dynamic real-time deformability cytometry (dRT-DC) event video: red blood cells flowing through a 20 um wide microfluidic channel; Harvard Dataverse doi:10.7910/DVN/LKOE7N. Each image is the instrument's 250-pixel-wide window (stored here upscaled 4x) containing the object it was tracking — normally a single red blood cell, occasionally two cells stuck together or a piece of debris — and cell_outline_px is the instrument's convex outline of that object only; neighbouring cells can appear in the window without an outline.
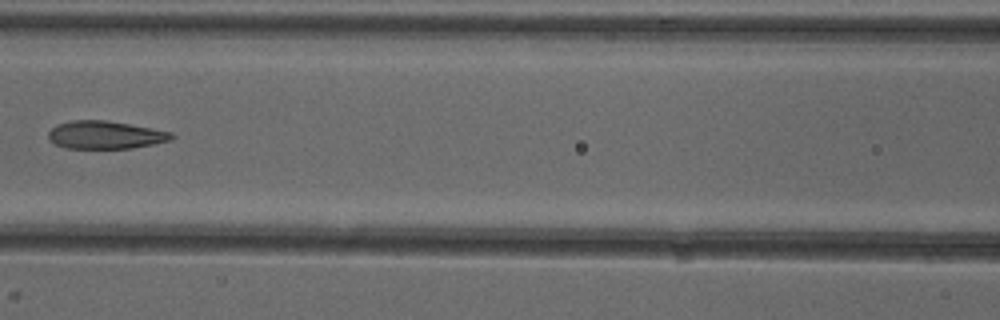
{"species": "common noctule bat (a hibernating species)", "species_latin": "Nyctalus noctula", "temperature_condition": "cold", "stored_images_in_passage": 3, "camera_frame_rate_fps": 3000, "um_per_image_px": 0.085, "animal": {"sex": "female"}, "frame": {"image": 1, "passage_image": 3, "time_ms": 2.333, "image_size_px": [1000, 320], "cell_outline_px": [[176, 136], [172, 140], [152, 144], [128, 148], [64, 148], [56, 144], [48, 136], [48, 132], [56, 124], [72, 120], [104, 120], [128, 124], [172, 132]], "centroid_in_image_um": [8.95, 11.46], "position_along_channel_um": 157.7, "area_um2": 19.83}}